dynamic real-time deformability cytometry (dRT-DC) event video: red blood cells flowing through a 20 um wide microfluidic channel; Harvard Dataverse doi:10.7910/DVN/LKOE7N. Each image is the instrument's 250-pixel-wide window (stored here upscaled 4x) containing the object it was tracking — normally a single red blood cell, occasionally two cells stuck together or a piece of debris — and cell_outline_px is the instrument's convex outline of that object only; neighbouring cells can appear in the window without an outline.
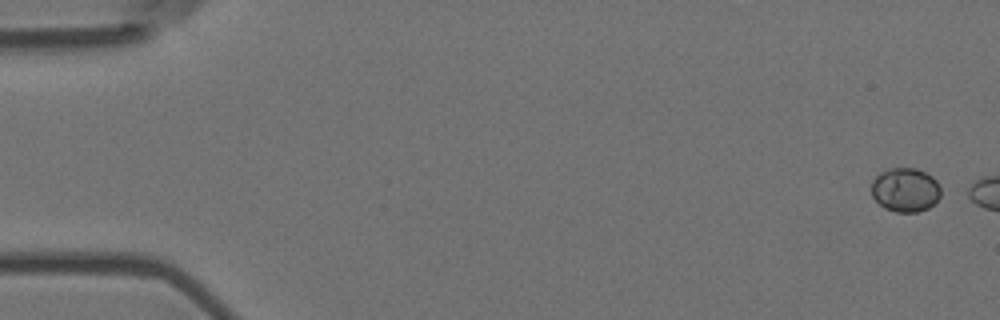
{"species": "Egyptian fruit bat (a non-hibernating species)", "species_latin": "Rousettus aegyptiacus", "temperature_condition": "room temperature", "stored_images_in_passage": 2, "camera_frame_rate_fps": 3000, "um_per_image_px": 0.085, "animal": {"sex": "female"}, "frame": {"image": 1, "passage_image": 1, "time_ms": 0.0, "image_size_px": [1000, 320], "cell_outline_px": [[940, 196], [928, 208], [916, 212], [896, 212], [884, 208], [872, 196], [872, 180], [880, 172], [892, 168], [916, 168], [932, 176], [936, 180], [940, 188]], "centroid_in_image_um": [76.94, 16.13], "position_along_channel_um": 8.1, "area_um2": 17.69}}